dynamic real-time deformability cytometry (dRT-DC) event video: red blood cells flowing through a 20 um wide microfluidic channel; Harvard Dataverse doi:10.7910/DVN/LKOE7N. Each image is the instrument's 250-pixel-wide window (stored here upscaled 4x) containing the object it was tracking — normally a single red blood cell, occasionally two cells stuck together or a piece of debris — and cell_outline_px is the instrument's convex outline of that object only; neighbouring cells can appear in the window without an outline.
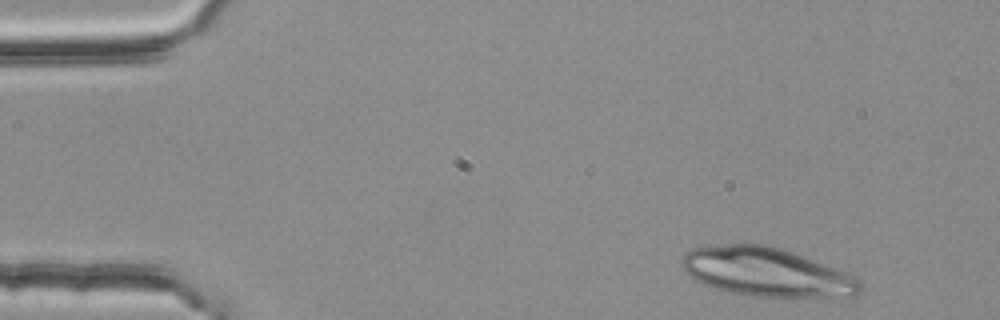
{"species": "common noctule bat (a hibernating species)", "species_latin": "Nyctalus noctula", "temperature_condition": "room temperature", "stored_images_in_passage": 4, "segment_of_instrument_passage": [2, 2], "camera_frame_rate_fps": 3000, "um_per_image_px": 0.085, "animal": {"sex": "female", "body_mass_g": 25.1}, "frame": {"image": 1, "passage_image": 4, "time_ms": 1.0, "image_size_px": [1000, 320], "cell_outline_px": [[860, 288], [852, 296], [756, 296], [732, 292], [716, 288], [692, 280], [680, 268], [680, 256], [684, 252], [692, 248], [728, 244], [768, 244], [792, 252], [836, 268], [856, 276], [860, 280]], "centroid_in_image_um": [65.05, 23.1], "position_along_channel_um": 19.9, "area_um2": 50.4}}